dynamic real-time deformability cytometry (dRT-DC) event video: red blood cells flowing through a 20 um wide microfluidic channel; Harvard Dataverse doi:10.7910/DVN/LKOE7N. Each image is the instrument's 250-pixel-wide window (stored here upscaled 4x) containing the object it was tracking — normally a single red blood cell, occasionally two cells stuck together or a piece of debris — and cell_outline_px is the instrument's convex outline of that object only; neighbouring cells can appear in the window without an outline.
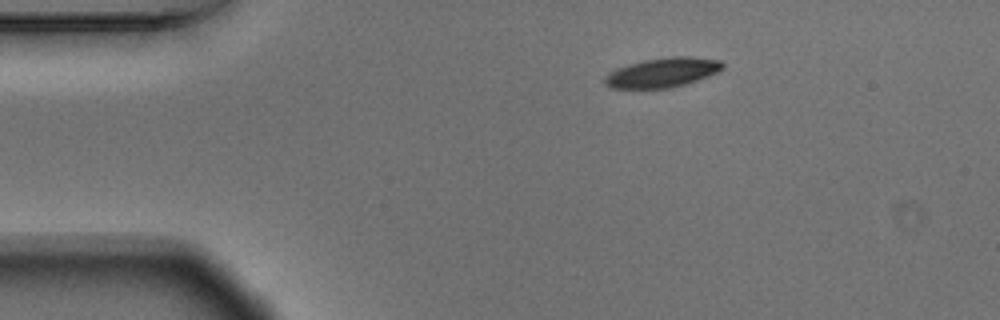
{"species": "Egyptian fruit bat (a non-hibernating species)", "species_latin": "Rousettus aegyptiacus", "temperature_condition": "warm", "stored_images_in_passage": 46, "camera_frame_rate_fps": 3000, "um_per_image_px": 0.085, "animal": {"sex": "male"}, "frame": {"image": 1, "passage_image": 1, "time_ms": 0.0, "image_size_px": [1000, 320], "cell_outline_px": [[724, 68], [708, 76], [684, 84], [668, 88], [612, 88], [604, 84], [604, 76], [608, 72], [644, 60], [672, 56], [688, 56], [720, 60], [724, 64]], "centroid_in_image_um": [56.31, 6.16], "position_along_channel_um": 28.7, "area_um2": 20.0}}
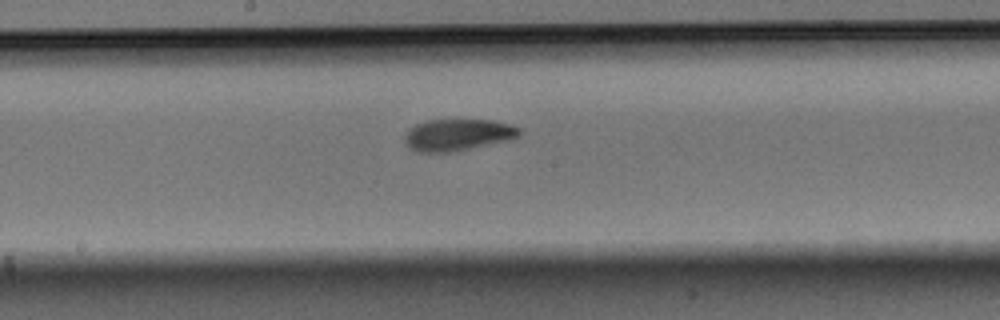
{"frame": {"image": 2, "passage_image": 20, "time_ms": 6.333, "image_size_px": [1000, 320], "cell_outline_px": [[520, 136], [508, 140], [448, 152], [420, 152], [408, 148], [404, 140], [404, 136], [408, 128], [416, 124], [428, 120], [496, 120], [512, 124], [520, 128]], "centroid_in_image_um": [38.89, 11.44], "position_along_channel_um": 209.3, "area_um2": 21.15}}
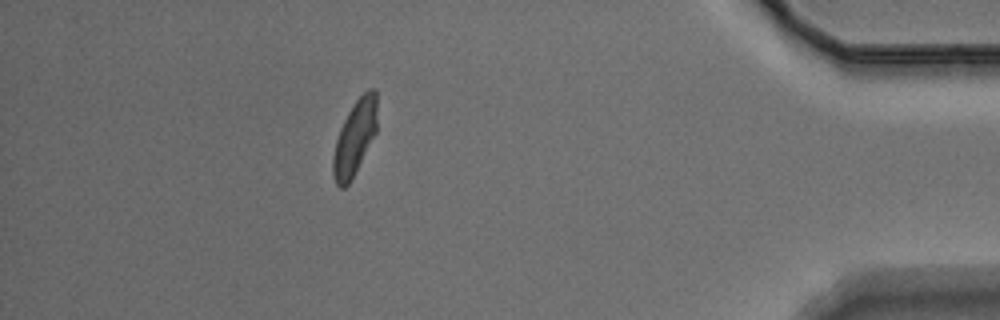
{"frame": {"image": 3, "passage_image": 40, "time_ms": 13.0, "image_size_px": [1000, 320], "cell_outline_px": [[376, 132], [348, 184], [344, 188], [340, 188], [336, 184], [332, 172], [332, 156], [336, 140], [340, 128], [348, 112], [356, 100], [368, 88], [376, 88]], "centroid_in_image_um": [30.13, 11.69], "position_along_channel_um": 405.1, "area_um2": 18.84}, "authors_computed_cell_mechanics": {"area_um2": 20.6635, "velocity_mm_per_s": 3.6703, "shape_relaxation_time_tau1_ms": 2.9758, "shape_relaxation_time_tau2_ms": 4.1316, "deformation_change_tau1": 0.1366, "deformation_change_tau2": 0.0949}}